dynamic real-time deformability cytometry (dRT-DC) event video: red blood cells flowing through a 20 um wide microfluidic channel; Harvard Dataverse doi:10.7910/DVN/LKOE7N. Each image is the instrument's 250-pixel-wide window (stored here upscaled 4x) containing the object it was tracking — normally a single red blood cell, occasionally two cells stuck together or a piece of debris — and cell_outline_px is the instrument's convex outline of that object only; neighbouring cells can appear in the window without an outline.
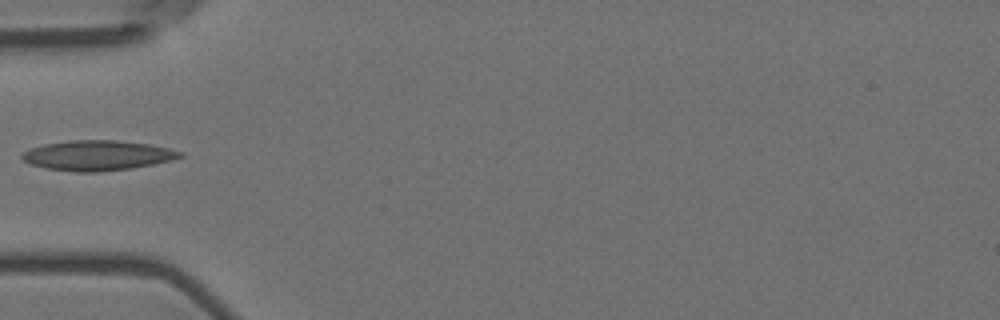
{"species": "Egyptian fruit bat (a non-hibernating species)", "species_latin": "Rousettus aegyptiacus", "temperature_condition": "room temperature", "stored_images_in_passage": 5, "camera_frame_rate_fps": 3000, "um_per_image_px": 0.085, "animal": {"sex": "female"}, "frame": {"image": 1, "passage_image": 5, "time_ms": 1.333, "image_size_px": [1000, 320], "cell_outline_px": [[184, 156], [172, 160], [132, 168], [100, 172], [76, 172], [44, 168], [32, 164], [24, 160], [20, 156], [28, 148], [44, 144], [72, 140], [116, 140], [148, 144], [168, 148], [184, 152]], "centroid_in_image_um": [8.28, 13.21], "position_along_channel_um": 76.7, "area_um2": 27.69}}